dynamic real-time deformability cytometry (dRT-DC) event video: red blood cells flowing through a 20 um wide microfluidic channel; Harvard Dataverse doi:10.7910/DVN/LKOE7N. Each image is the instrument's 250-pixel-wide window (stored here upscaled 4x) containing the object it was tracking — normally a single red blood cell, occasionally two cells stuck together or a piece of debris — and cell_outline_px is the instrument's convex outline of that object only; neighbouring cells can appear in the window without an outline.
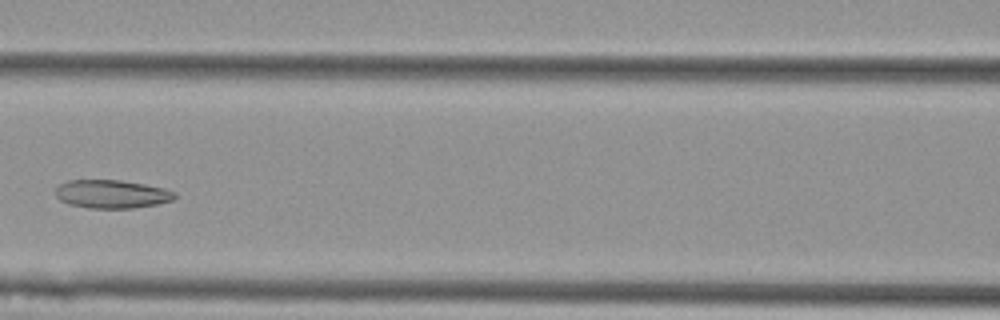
{"species": "Egyptian fruit bat (a non-hibernating species)", "species_latin": "Rousettus aegyptiacus", "temperature_condition": "cold", "stored_images_in_passage": 3, "camera_frame_rate_fps": 3000, "um_per_image_px": 0.085, "animal": {"sex": "female"}, "frame": {"image": 1, "passage_image": 3, "time_ms": 0.667, "image_size_px": [1000, 320], "cell_outline_px": [[176, 196], [172, 200], [156, 204], [132, 208], [88, 208], [68, 204], [60, 200], [56, 196], [56, 188], [60, 184], [68, 180], [120, 180], [144, 184], [164, 188], [176, 192]], "centroid_in_image_um": [9.49, 16.49], "position_along_channel_um": 157.1, "area_um2": 19.65}}